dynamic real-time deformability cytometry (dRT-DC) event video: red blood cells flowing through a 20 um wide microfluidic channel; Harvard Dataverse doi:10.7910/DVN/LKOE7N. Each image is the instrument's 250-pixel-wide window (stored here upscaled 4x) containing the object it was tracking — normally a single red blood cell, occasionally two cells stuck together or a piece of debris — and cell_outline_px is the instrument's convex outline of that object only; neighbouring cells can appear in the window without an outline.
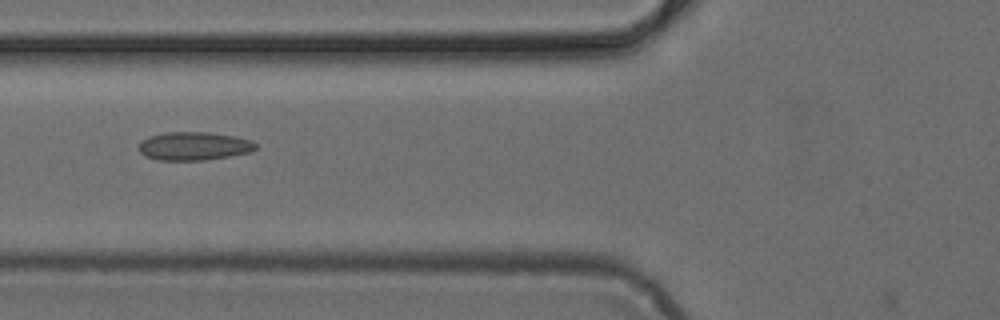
{"species": "common noctule bat (a hibernating species)", "species_latin": "Nyctalus noctula", "temperature_condition": "cold", "stored_images_in_passage": 3, "camera_frame_rate_fps": 3000, "um_per_image_px": 0.085, "animal": {"sex": "female", "body_mass_g": 24.6, "forearm_length_mm": 56.2}, "frame": {"image": 1, "passage_image": 3, "time_ms": 0.667, "image_size_px": [1000, 320], "cell_outline_px": [[256, 148], [252, 152], [204, 160], [160, 160], [144, 156], [140, 152], [140, 140], [148, 136], [164, 132], [208, 132], [236, 136], [252, 140], [256, 144]], "centroid_in_image_um": [16.48, 12.4], "position_along_channel_um": 109.3, "area_um2": 19.42}}